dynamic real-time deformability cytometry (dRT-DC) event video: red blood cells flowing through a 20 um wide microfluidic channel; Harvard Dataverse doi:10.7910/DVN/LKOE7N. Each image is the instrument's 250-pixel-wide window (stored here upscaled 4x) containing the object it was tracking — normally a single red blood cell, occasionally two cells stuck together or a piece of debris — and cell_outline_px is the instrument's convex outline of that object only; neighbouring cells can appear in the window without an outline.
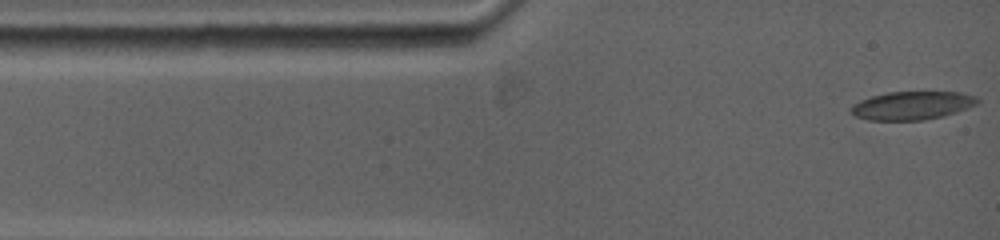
{"species": "common noctule bat (a hibernating species)", "species_latin": "Nyctalus noctula", "temperature_condition": "warm", "stored_images_in_passage": 49, "camera_frame_rate_fps": 5000, "um_per_image_px": 0.085, "animal": {"sex": "female", "body_mass_g": 19.0, "forearm_length_mm": 53.3}, "frame": {"image": 1, "passage_image": 1, "time_ms": 0.0, "image_size_px": [1000, 240], "cell_outline_px": [[980, 100], [976, 104], [956, 112], [944, 116], [924, 120], [868, 120], [856, 116], [848, 108], [852, 104], [860, 100], [872, 96], [888, 92], [960, 92], [976, 96]], "centroid_in_image_um": [77.51, 8.97], "position_along_channel_um": 7.5, "area_um2": 20.87}}
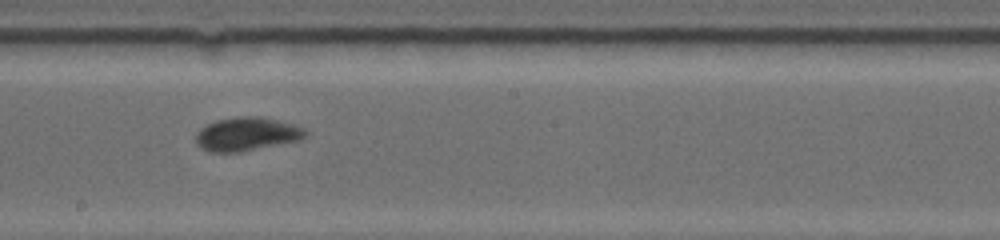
{"frame": {"image": 2, "passage_image": 22, "time_ms": 7.0, "image_size_px": [1000, 240], "cell_outline_px": [[308, 136], [300, 140], [240, 152], [212, 152], [200, 148], [196, 144], [196, 132], [200, 128], [216, 120], [236, 116], [260, 116], [292, 124], [304, 128], [308, 132]], "centroid_in_image_um": [20.97, 11.39], "position_along_channel_um": 227.2, "area_um2": 21.56}}
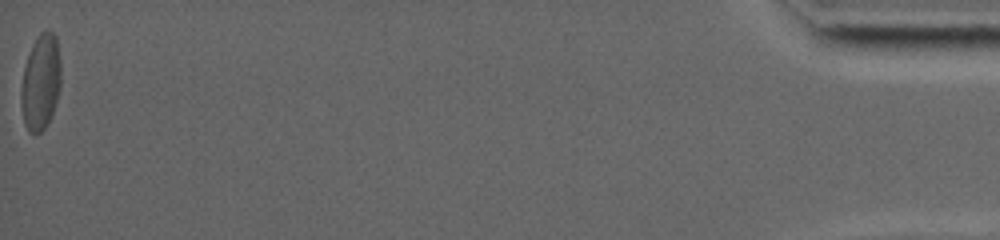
{"frame": {"image": 3, "passage_image": 49, "time_ms": 16.8, "image_size_px": [1000, 240], "cell_outline_px": [[60, 88], [52, 112], [44, 128], [36, 136], [28, 132], [24, 124], [20, 100], [20, 92], [24, 68], [32, 44], [40, 32], [44, 28], [48, 28], [56, 36], [60, 60]], "centroid_in_image_um": [3.44, 6.97], "position_along_channel_um": 431.8, "area_um2": 22.37}, "authors_computed_cell_mechanics": {"area_um2": 21.097, "velocity_mm_per_s": 3.784, "shape_relaxation_time_tau1_ms": 5.0773, "shape_relaxation_time_tau2_ms": 1.5721, "deformation_change_tau1": 0.1512, "deformation_change_tau2": 0.0591}}